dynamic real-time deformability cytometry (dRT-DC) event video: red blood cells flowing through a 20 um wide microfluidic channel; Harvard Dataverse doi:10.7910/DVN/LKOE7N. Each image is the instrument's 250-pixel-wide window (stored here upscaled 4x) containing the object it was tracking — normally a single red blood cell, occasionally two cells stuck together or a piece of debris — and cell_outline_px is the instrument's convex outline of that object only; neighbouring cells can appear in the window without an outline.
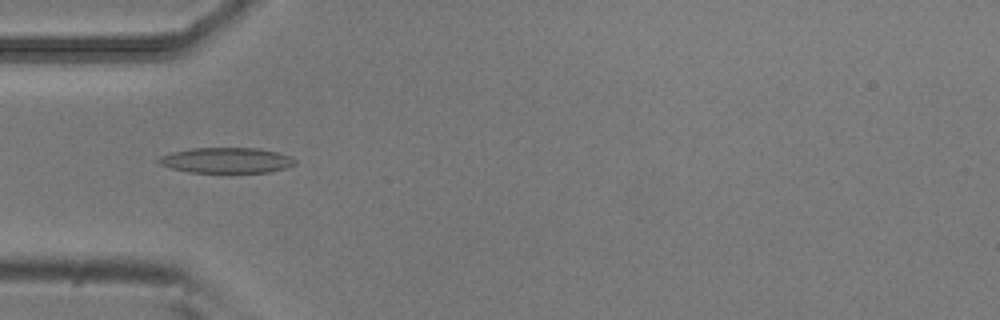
{"species": "common noctule bat (a hibernating species)", "species_latin": "Nyctalus noctula", "temperature_condition": "room temperature", "stored_images_in_passage": 36, "camera_frame_rate_fps": 3000, "um_per_image_px": 0.085, "animal": {"sex": "male", "body_mass_g": 20.5, "forearm_length_mm": 52.5}, "frame": {"image": 1, "passage_image": 3, "time_ms": 0.667, "image_size_px": [1000, 320], "cell_outline_px": [[296, 164], [284, 168], [268, 172], [188, 172], [172, 168], [160, 164], [156, 160], [160, 156], [172, 152], [192, 148], [260, 148], [292, 156], [296, 160]], "centroid_in_image_um": [19.26, 13.62], "position_along_channel_um": 65.7, "area_um2": 20.17}}
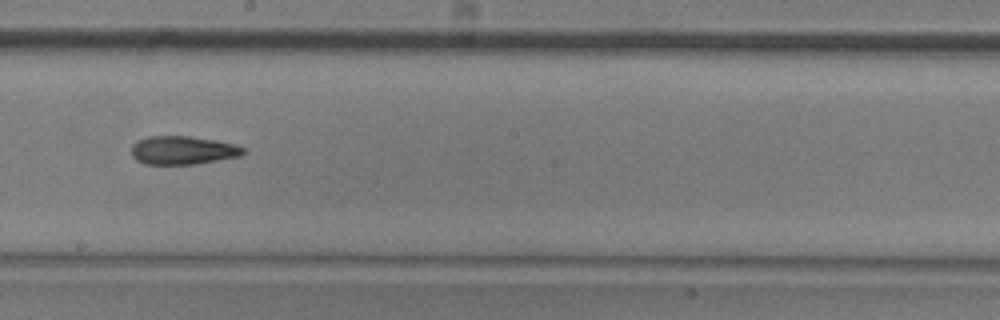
{"frame": {"image": 2, "passage_image": 16, "time_ms": 5.0, "image_size_px": [1000, 320], "cell_outline_px": [[244, 152], [240, 156], [196, 164], [144, 164], [136, 160], [132, 156], [132, 144], [136, 140], [148, 136], [188, 136], [216, 140], [236, 144], [244, 148]], "centroid_in_image_um": [15.51, 12.77], "position_along_channel_um": 232.7, "area_um2": 18.61}}
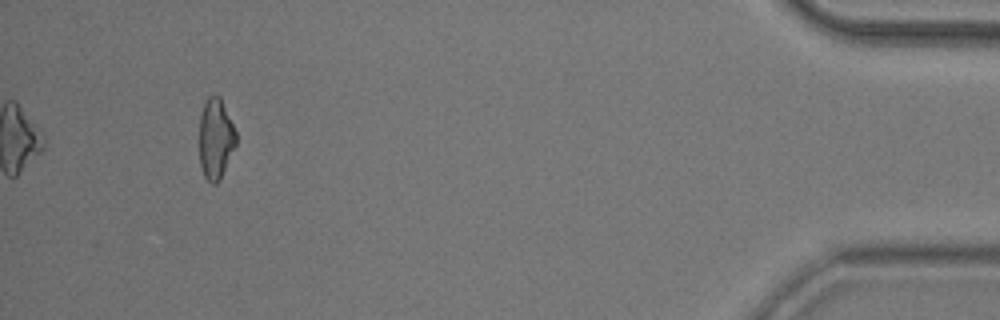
{"frame": {"image": 3, "passage_image": 36, "time_ms": 11.667, "image_size_px": [1000, 320], "cell_outline_px": [[236, 144], [220, 180], [216, 184], [212, 184], [204, 176], [200, 164], [200, 116], [204, 104], [208, 96], [220, 96], [236, 132]], "centroid_in_image_um": [18.33, 11.81], "position_along_channel_um": 416.9, "area_um2": 17.05}, "authors_computed_cell_mechanics": {"area_um2": 18.4382, "velocity_mm_per_s": 3.825, "shape_relaxation_time_tau1_ms": null, "shape_relaxation_time_tau2_ms": 9.3429, "deformation_change_tau1": null, "deformation_change_tau2": 0.2191}}